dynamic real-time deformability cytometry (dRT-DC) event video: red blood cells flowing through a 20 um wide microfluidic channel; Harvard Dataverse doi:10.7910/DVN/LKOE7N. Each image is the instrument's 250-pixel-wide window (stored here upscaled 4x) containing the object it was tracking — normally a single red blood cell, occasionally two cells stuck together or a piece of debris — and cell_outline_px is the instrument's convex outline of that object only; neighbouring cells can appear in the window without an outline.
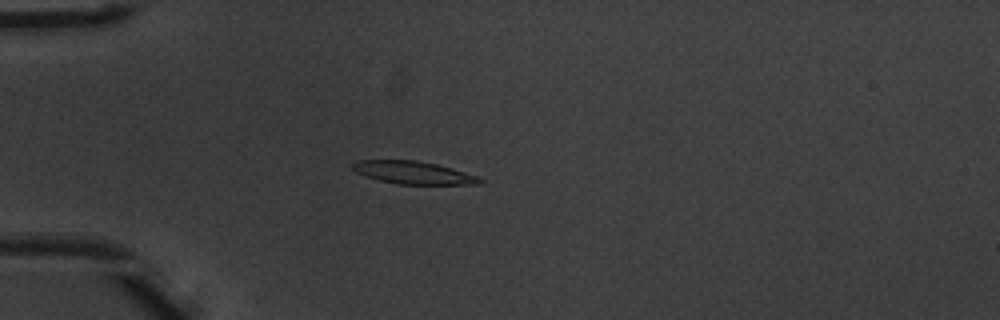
{"species": "common noctule bat (a hibernating species)", "species_latin": "Nyctalus noctula", "temperature_condition": "warm", "stored_images_in_passage": 52, "camera_frame_rate_fps": 3000, "um_per_image_px": 0.085, "animal": {"sex": "male", "body_mass_g": 20.1, "forearm_length_mm": 53.5}, "frame": {"image": 1, "passage_image": 15, "time_ms": 4.667, "image_size_px": [1000, 320], "cell_outline_px": [[484, 180], [480, 184], [396, 184], [380, 180], [356, 172], [352, 168], [352, 164], [356, 160], [416, 160], [436, 164], [452, 168], [476, 176]], "centroid_in_image_um": [35.12, 14.67], "position_along_channel_um": 49.9, "area_um2": 16.65}}
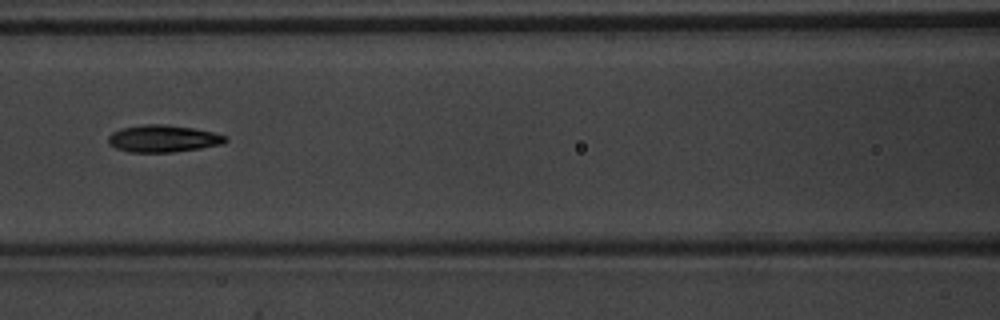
{"frame": {"image": 2, "passage_image": 24, "time_ms": 7.667, "image_size_px": [1000, 320], "cell_outline_px": [[228, 140], [224, 144], [200, 148], [172, 152], [128, 152], [116, 148], [108, 144], [108, 136], [112, 132], [120, 128], [144, 124], [164, 124], [192, 128], [212, 132], [228, 136]], "centroid_in_image_um": [13.85, 11.78], "position_along_channel_um": 152.7, "area_um2": 18.61}}
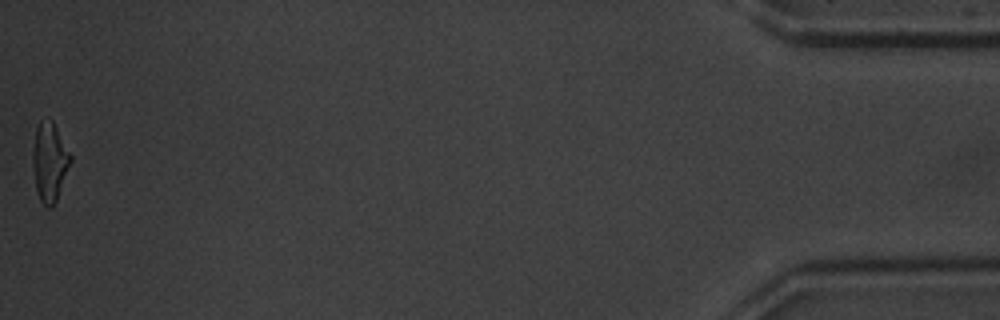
{"frame": {"image": 3, "passage_image": 52, "time_ms": 17.0, "image_size_px": [1000, 320], "cell_outline_px": [[72, 160], [56, 200], [52, 208], [48, 208], [40, 200], [36, 192], [32, 164], [32, 152], [36, 128], [40, 120], [48, 116], [52, 120], [72, 156]], "centroid_in_image_um": [4.2, 13.74], "position_along_channel_um": 431.0, "area_um2": 17.51}, "authors_computed_cell_mechanics": {"area_um2": 17.4556, "velocity_mm_per_s": 3.9369, "shape_relaxation_time_tau1_ms": 2.0954, "shape_relaxation_time_tau2_ms": 2.884, "deformation_change_tau1": 0.195, "deformation_change_tau2": 0.0912}}